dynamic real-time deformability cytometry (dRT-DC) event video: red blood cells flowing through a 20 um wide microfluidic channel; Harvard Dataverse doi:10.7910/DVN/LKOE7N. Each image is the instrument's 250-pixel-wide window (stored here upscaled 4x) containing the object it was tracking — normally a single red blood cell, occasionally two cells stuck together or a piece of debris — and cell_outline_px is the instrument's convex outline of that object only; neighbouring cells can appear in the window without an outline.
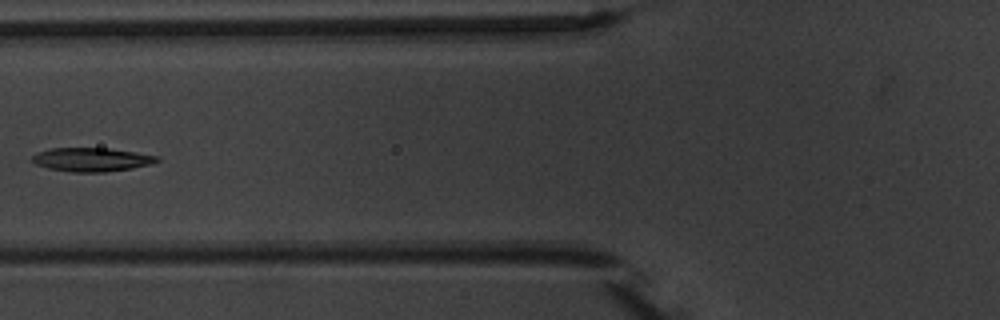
{"species": "common noctule bat (a hibernating species)", "species_latin": "Nyctalus noctula", "temperature_condition": "warm", "stored_images_in_passage": 5, "camera_frame_rate_fps": 3000, "um_per_image_px": 0.085, "animal": {"sex": "male", "body_mass_g": 20.1, "forearm_length_mm": 53.5}, "frame": {"image": 1, "passage_image": 5, "time_ms": 5.667, "image_size_px": [1000, 320], "cell_outline_px": [[160, 160], [152, 164], [132, 168], [104, 172], [72, 172], [48, 168], [36, 164], [32, 160], [32, 156], [36, 152], [52, 148], [108, 148], [160, 156]], "centroid_in_image_um": [7.8, 13.56], "position_along_channel_um": 118.0, "area_um2": 17.28}}